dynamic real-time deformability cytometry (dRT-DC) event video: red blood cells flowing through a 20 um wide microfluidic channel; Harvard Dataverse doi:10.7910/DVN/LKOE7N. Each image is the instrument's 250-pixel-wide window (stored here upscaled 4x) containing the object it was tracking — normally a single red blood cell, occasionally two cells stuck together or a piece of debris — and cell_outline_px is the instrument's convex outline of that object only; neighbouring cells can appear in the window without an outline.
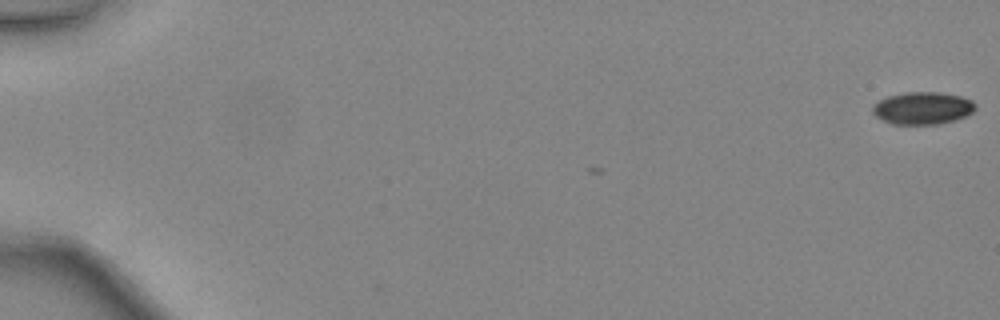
{"species": "common noctule bat (a hibernating species)", "species_latin": "Nyctalus noctula", "temperature_condition": "warm", "stored_images_in_passage": 2, "camera_frame_rate_fps": 3000, "um_per_image_px": 0.085, "animal": {"sex": "female", "body_mass_g": 24.6, "forearm_length_mm": 56.2}, "frame": {"image": 1, "passage_image": 2, "time_ms": 0.333, "image_size_px": [1000, 320], "cell_outline_px": [[976, 108], [968, 116], [956, 120], [940, 124], [892, 124], [876, 116], [872, 112], [872, 104], [888, 96], [904, 92], [940, 92], [960, 96], [972, 100], [976, 104]], "centroid_in_image_um": [78.45, 9.19], "position_along_channel_um": 6.6, "area_um2": 19.59}}